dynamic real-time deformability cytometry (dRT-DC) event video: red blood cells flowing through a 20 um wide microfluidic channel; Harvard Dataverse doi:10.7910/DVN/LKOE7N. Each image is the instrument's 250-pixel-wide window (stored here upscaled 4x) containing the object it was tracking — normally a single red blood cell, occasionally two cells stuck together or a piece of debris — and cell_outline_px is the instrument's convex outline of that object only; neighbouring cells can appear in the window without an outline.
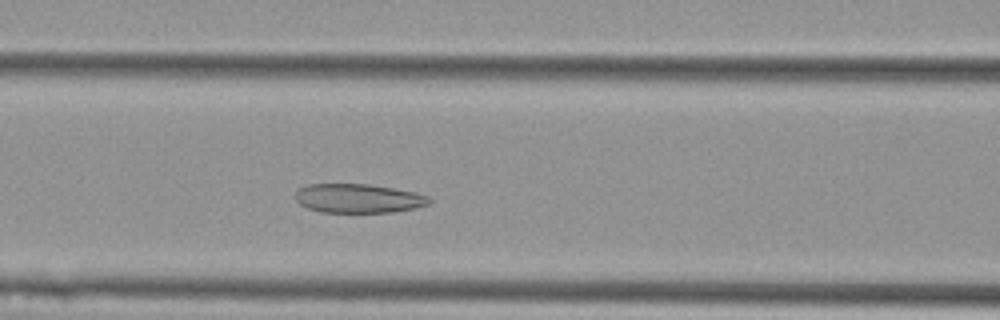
{"species": "Egyptian fruit bat (a non-hibernating species)", "species_latin": "Rousettus aegyptiacus", "temperature_condition": "cold", "stored_images_in_passage": 49, "camera_frame_rate_fps": 3000, "um_per_image_px": 0.085, "animal": {"sex": "female"}, "frame": {"image": 1, "passage_image": 16, "time_ms": 5.0, "image_size_px": [1000, 320], "cell_outline_px": [[432, 200], [428, 204], [416, 208], [392, 212], [320, 212], [308, 208], [300, 204], [296, 200], [296, 192], [300, 188], [308, 184], [368, 184], [416, 192], [428, 196]], "centroid_in_image_um": [30.47, 16.86], "position_along_channel_um": 136.1, "area_um2": 22.6}}
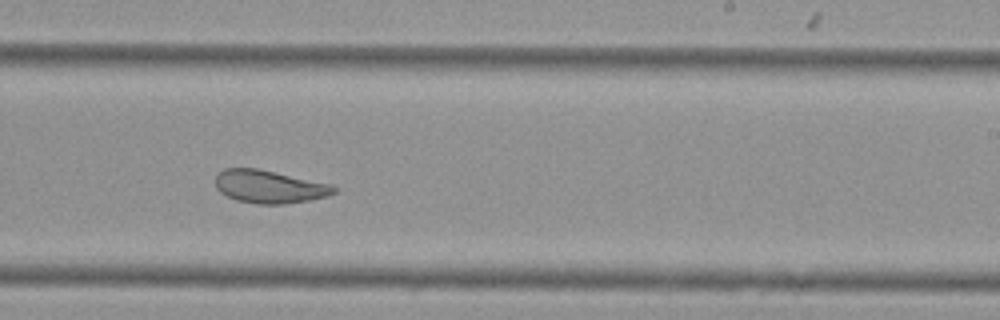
{"frame": {"image": 2, "passage_image": 27, "time_ms": 8.667, "image_size_px": [1000, 320], "cell_outline_px": [[336, 192], [328, 196], [308, 200], [284, 204], [256, 204], [236, 200], [220, 192], [216, 188], [216, 176], [224, 168], [256, 168], [328, 184], [336, 188]], "centroid_in_image_um": [22.85, 15.88], "position_along_channel_um": 266.2, "area_um2": 22.37}}
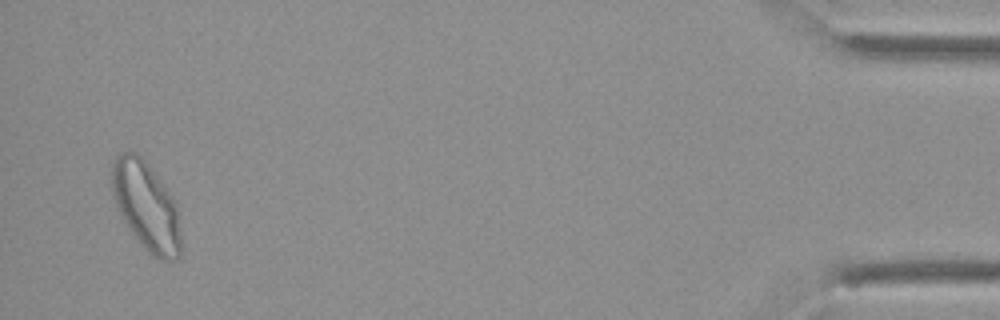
{"frame": {"image": 3, "passage_image": 47, "time_ms": 15.333, "image_size_px": [1000, 320], "cell_outline_px": [[180, 256], [176, 260], [160, 260], [152, 256], [144, 248], [128, 228], [120, 216], [116, 208], [112, 196], [112, 164], [116, 156], [120, 152], [136, 152], [144, 160], [168, 192], [176, 204], [180, 232]], "centroid_in_image_um": [12.39, 17.55], "position_along_channel_um": 422.8, "area_um2": 35.37}, "authors_computed_cell_mechanics": {"area_um2": 26.1834, "velocity_mm_per_s": 3.5717, "shape_relaxation_time_tau1_ms": 10.7861, "shape_relaxation_time_tau2_ms": 1.6887, "deformation_change_tau1": 0.1952, "deformation_change_tau2": 0.0804}}